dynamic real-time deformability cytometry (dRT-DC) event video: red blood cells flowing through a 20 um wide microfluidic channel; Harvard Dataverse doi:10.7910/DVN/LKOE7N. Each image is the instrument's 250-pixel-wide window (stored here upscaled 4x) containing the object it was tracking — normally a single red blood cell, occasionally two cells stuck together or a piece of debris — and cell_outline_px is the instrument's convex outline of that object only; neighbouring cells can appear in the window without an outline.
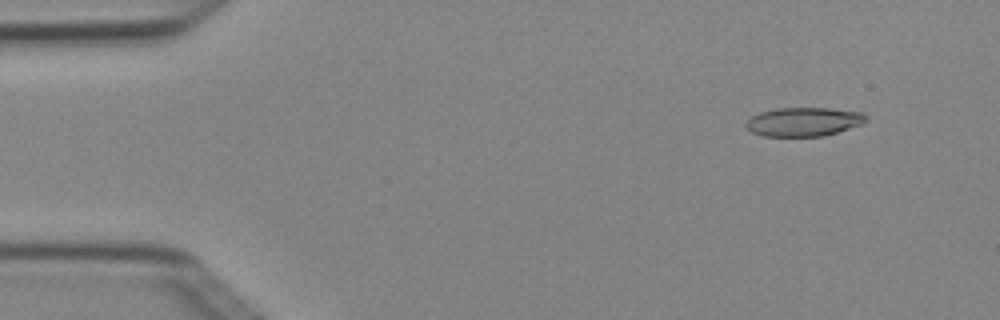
{"species": "Egyptian fruit bat (a non-hibernating species)", "species_latin": "Rousettus aegyptiacus", "temperature_condition": "cold", "stored_images_in_passage": 4, "camera_frame_rate_fps": 3000, "um_per_image_px": 0.085, "animal": {"sex": "female"}, "frame": {"image": 1, "passage_image": 1, "time_ms": 0.0, "image_size_px": [1000, 320], "cell_outline_px": [[868, 116], [864, 124], [824, 136], [764, 136], [752, 132], [744, 124], [752, 116], [760, 112], [776, 108], [828, 108], [864, 112]], "centroid_in_image_um": [68.36, 10.34], "position_along_channel_um": 16.6, "area_um2": 20.29}}
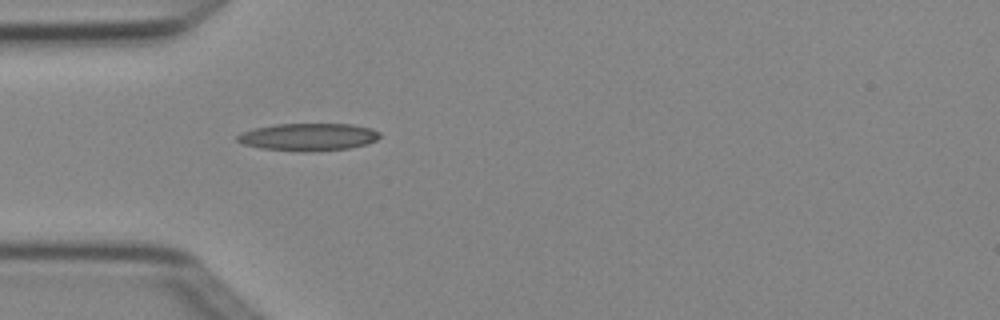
{"frame": {"image": 2, "passage_image": 4, "time_ms": 1.0, "image_size_px": [1000, 320], "cell_outline_px": [[380, 136], [376, 140], [368, 144], [348, 148], [312, 152], [304, 152], [260, 148], [244, 144], [236, 140], [236, 136], [240, 132], [252, 128], [276, 124], [352, 124], [372, 128], [380, 132]], "centroid_in_image_um": [26.2, 11.64], "position_along_channel_um": 58.8, "area_um2": 23.06}}